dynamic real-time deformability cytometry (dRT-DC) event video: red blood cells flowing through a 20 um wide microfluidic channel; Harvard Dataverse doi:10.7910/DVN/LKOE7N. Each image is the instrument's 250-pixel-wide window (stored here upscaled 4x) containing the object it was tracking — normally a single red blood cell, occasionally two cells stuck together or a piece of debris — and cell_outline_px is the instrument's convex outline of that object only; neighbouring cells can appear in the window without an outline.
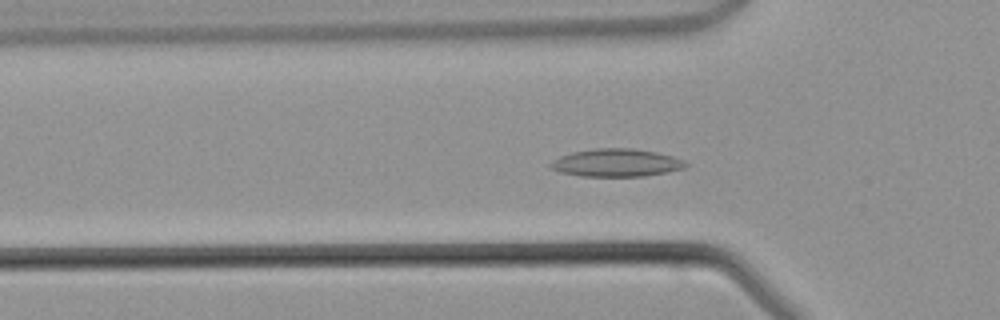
{"species": "common noctule bat (a hibernating species)", "species_latin": "Nyctalus noctula", "temperature_condition": "warm", "stored_images_in_passage": 45, "camera_frame_rate_fps": 3000, "um_per_image_px": 0.085, "animal": {"sex": "male", "body_mass_g": 21.5, "forearm_length_mm": 52.0}, "frame": {"image": 1, "passage_image": 13, "time_ms": 4.0, "image_size_px": [1000, 320], "cell_outline_px": [[688, 164], [684, 168], [668, 172], [644, 176], [580, 176], [560, 172], [548, 168], [548, 164], [552, 160], [560, 156], [572, 152], [596, 148], [632, 148], [656, 152], [672, 156], [684, 160]], "centroid_in_image_um": [52.35, 13.83], "position_along_channel_um": 73.4, "area_um2": 22.02}}
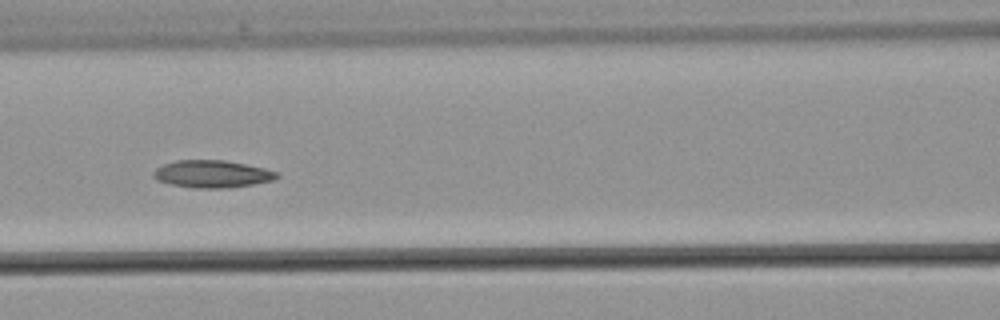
{"frame": {"image": 2, "passage_image": 18, "time_ms": 5.667, "image_size_px": [1000, 320], "cell_outline_px": [[280, 176], [272, 180], [252, 184], [228, 188], [192, 188], [172, 184], [156, 180], [152, 176], [152, 172], [156, 168], [164, 164], [176, 160], [224, 160], [264, 168], [280, 172]], "centroid_in_image_um": [18.02, 14.79], "position_along_channel_um": 148.6, "area_um2": 19.71}}
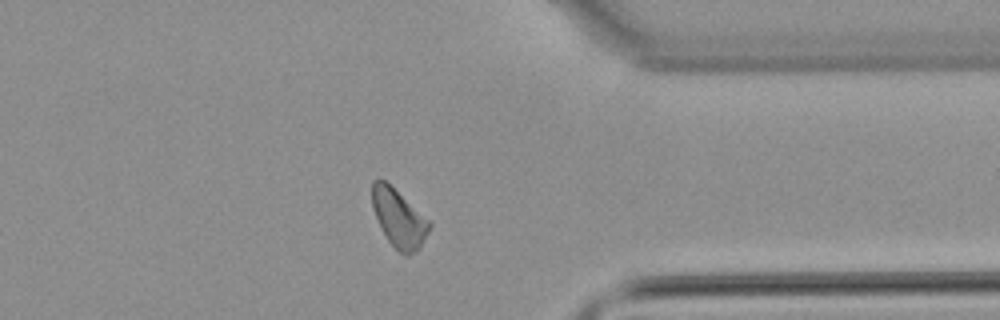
{"frame": {"image": 3, "passage_image": 34, "time_ms": 11.0, "image_size_px": [1000, 320], "cell_outline_px": [[432, 224], [420, 248], [416, 252], [408, 256], [404, 256], [388, 240], [372, 208], [372, 180], [384, 180], [428, 220]], "centroid_in_image_um": [33.9, 18.59], "position_along_channel_um": 377.5, "area_um2": 18.73}}